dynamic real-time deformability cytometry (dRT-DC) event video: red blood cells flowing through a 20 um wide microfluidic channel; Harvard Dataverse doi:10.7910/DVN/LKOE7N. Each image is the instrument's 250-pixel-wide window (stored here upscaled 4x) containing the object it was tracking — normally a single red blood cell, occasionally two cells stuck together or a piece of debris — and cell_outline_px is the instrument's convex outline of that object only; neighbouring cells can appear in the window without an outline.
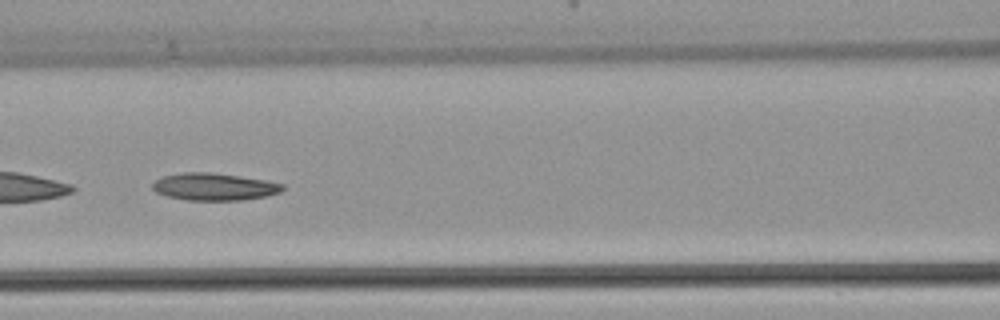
{"species": "common noctule bat (a hibernating species)", "species_latin": "Nyctalus noctula", "temperature_condition": "warm", "stored_images_in_passage": 34, "camera_frame_rate_fps": 3000, "um_per_image_px": 0.085, "animal": {"sex": "female", "body_mass_g": 22.7, "forearm_length_mm": 54.2}, "frame": {"image": 1, "passage_image": 10, "time_ms": 3.0, "image_size_px": [1000, 320], "cell_outline_px": [[284, 188], [280, 192], [264, 196], [240, 200], [188, 200], [168, 196], [156, 192], [152, 188], [152, 184], [156, 180], [164, 176], [184, 172], [212, 172], [268, 180], [284, 184]], "centroid_in_image_um": [18.22, 15.86], "position_along_channel_um": 148.4, "area_um2": 20.58}}